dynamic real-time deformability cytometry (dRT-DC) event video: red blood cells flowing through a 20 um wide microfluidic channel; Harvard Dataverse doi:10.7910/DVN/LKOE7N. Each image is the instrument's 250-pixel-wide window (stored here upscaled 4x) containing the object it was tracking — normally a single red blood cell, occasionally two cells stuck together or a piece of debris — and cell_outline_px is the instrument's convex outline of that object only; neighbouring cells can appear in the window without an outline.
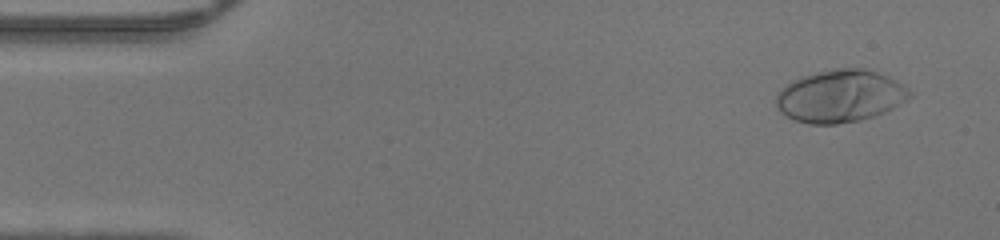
{"species": "human", "species_latin": "Homo sapiens", "temperature_condition": "warm", "stored_images_in_passage": 47, "camera_frame_rate_fps": 3000, "um_per_image_px": 0.085, "donor": {"sex": "male"}, "frame": {"image": 1, "passage_image": 3, "time_ms": 0.667, "image_size_px": [1000, 240], "cell_outline_px": [[912, 96], [892, 108], [884, 112], [860, 120], [836, 124], [808, 124], [784, 116], [776, 108], [776, 96], [780, 88], [800, 76], [816, 72], [836, 68], [864, 68], [888, 76], [904, 84], [912, 92]], "centroid_in_image_um": [71.39, 8.16], "position_along_channel_um": 13.6, "area_um2": 40.98}}
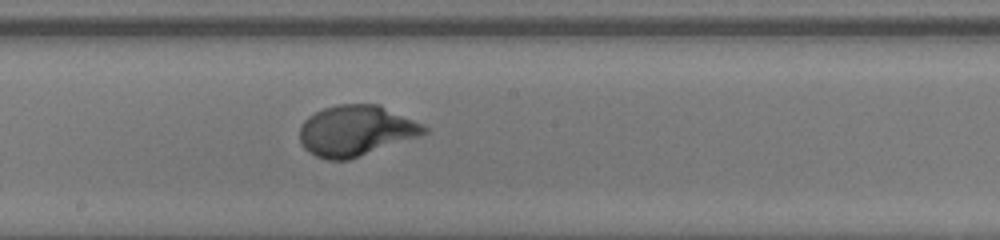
{"frame": {"image": 2, "passage_image": 25, "time_ms": 8.0, "image_size_px": [1000, 240], "cell_outline_px": [[428, 132], [420, 136], [348, 160], [328, 160], [316, 156], [308, 152], [304, 148], [300, 140], [300, 124], [308, 116], [324, 108], [336, 104], [380, 104], [428, 128]], "centroid_in_image_um": [30.22, 11.11], "position_along_channel_um": 218.0, "area_um2": 36.59}}
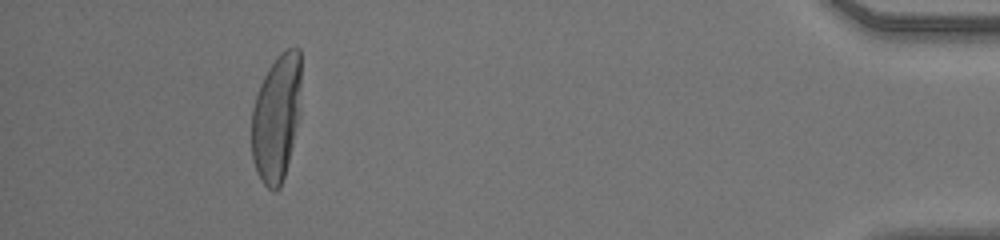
{"frame": {"image": 3, "passage_image": 43, "time_ms": 14.0, "image_size_px": [1000, 240], "cell_outline_px": [[300, 112], [284, 176], [280, 188], [276, 192], [272, 192], [260, 180], [256, 172], [252, 160], [252, 108], [260, 84], [268, 68], [280, 52], [288, 48], [300, 48]], "centroid_in_image_um": [23.48, 10.02], "position_along_channel_um": 411.7, "area_um2": 36.76}}